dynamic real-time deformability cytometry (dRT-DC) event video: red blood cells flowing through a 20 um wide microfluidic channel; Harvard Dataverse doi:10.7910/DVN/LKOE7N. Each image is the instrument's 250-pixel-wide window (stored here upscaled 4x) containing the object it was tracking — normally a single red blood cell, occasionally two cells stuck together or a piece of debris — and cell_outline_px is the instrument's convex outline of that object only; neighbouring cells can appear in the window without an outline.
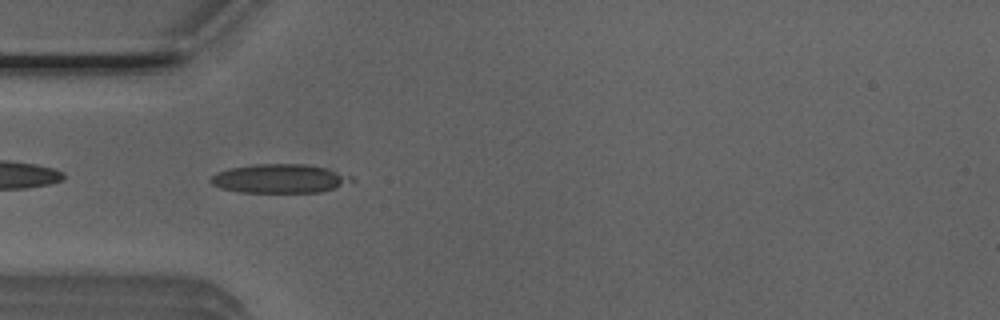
{"species": "Egyptian fruit bat (a non-hibernating species)", "species_latin": "Rousettus aegyptiacus", "temperature_condition": "room temperature", "stored_images_in_passage": 38, "camera_frame_rate_fps": 3000, "um_per_image_px": 0.085, "animal": {"sex": "male"}, "frame": {"image": 1, "passage_image": 2, "time_ms": 0.333, "image_size_px": [1000, 320], "cell_outline_px": [[356, 180], [320, 192], [240, 192], [220, 188], [212, 184], [208, 180], [212, 176], [228, 168], [256, 164], [304, 164], [324, 168], [352, 176]], "centroid_in_image_um": [23.73, 15.18], "position_along_channel_um": 61.3, "area_um2": 23.41}}
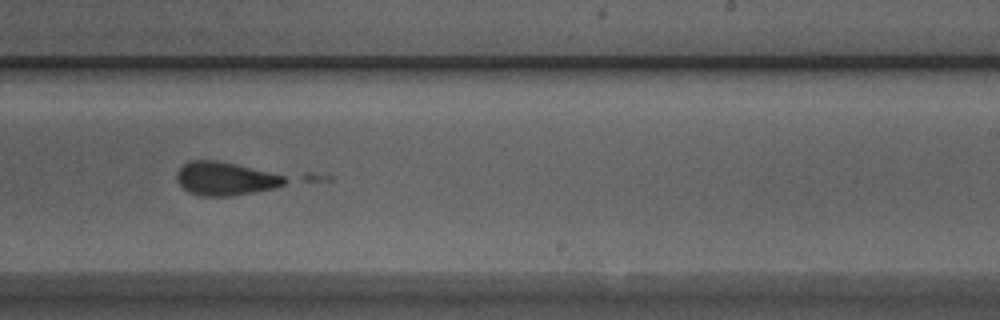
{"frame": {"image": 2, "passage_image": 18, "time_ms": 5.667, "image_size_px": [1000, 320], "cell_outline_px": [[336, 176], [332, 180], [232, 196], [200, 196], [188, 192], [176, 180], [176, 172], [188, 160], [216, 160], [308, 172]], "centroid_in_image_um": [20.35, 15.14], "position_along_channel_um": 268.6, "area_um2": 26.93}}
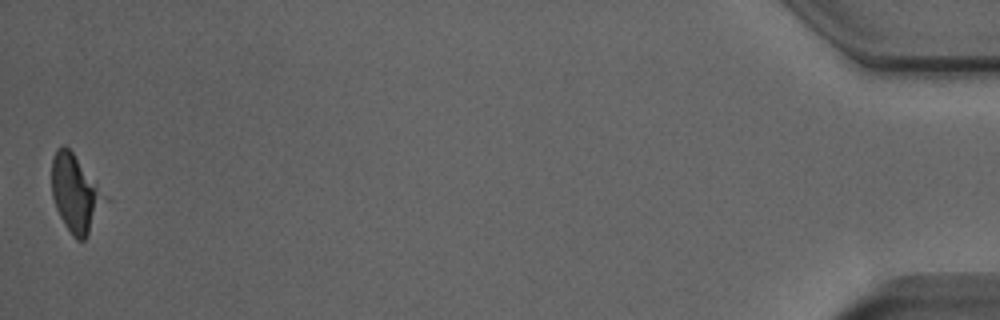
{"frame": {"image": 3, "passage_image": 38, "time_ms": 12.333, "image_size_px": [1000, 320], "cell_outline_px": [[112, 200], [88, 236], [84, 240], [76, 240], [72, 236], [64, 224], [56, 208], [52, 196], [52, 160], [56, 148], [64, 144], [72, 152]], "centroid_in_image_um": [6.51, 16.5], "position_along_channel_um": 428.7, "area_um2": 24.74}}